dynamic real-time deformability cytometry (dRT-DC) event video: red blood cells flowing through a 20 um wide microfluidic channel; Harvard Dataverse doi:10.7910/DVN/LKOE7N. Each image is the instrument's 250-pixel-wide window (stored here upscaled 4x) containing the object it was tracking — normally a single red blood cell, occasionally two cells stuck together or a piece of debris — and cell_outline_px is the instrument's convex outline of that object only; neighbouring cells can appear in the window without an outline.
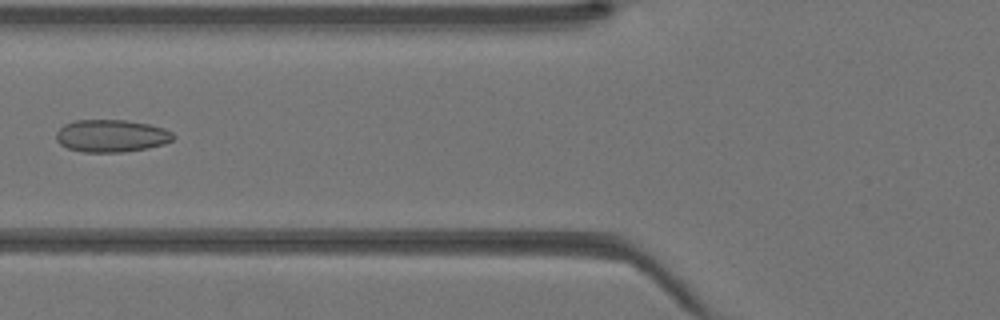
{"species": "Egyptian fruit bat (a non-hibernating species)", "species_latin": "Rousettus aegyptiacus", "temperature_condition": "warm", "stored_images_in_passage": 40, "camera_frame_rate_fps": 3000, "um_per_image_px": 0.085, "animal": {"sex": "female"}, "frame": {"image": 1, "passage_image": 14, "time_ms": 4.333, "image_size_px": [1000, 320], "cell_outline_px": [[176, 136], [172, 140], [164, 144], [148, 148], [124, 152], [84, 152], [68, 148], [60, 144], [56, 140], [56, 132], [64, 124], [76, 120], [124, 120], [148, 124], [164, 128], [172, 132]], "centroid_in_image_um": [9.47, 11.55], "position_along_channel_um": 116.3, "area_um2": 22.2}}
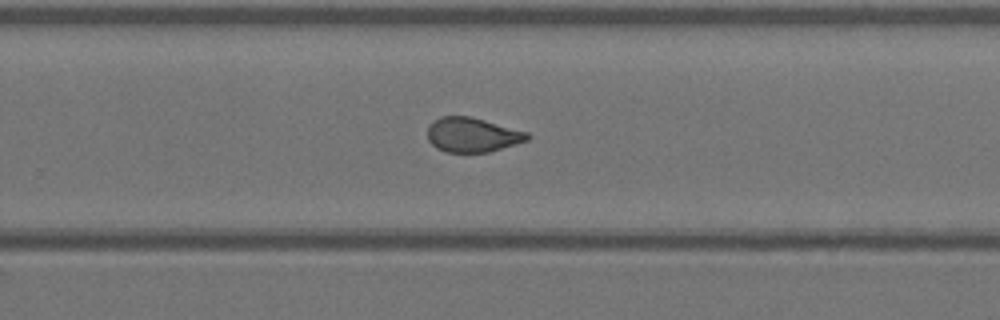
{"frame": {"image": 2, "passage_image": 25, "time_ms": 8.0, "image_size_px": [1000, 320], "cell_outline_px": [[532, 136], [528, 140], [516, 144], [488, 152], [444, 152], [436, 148], [428, 140], [428, 124], [432, 120], [440, 116], [472, 116], [528, 132]], "centroid_in_image_um": [40.14, 11.45], "position_along_channel_um": 289.7, "area_um2": 20.35}}
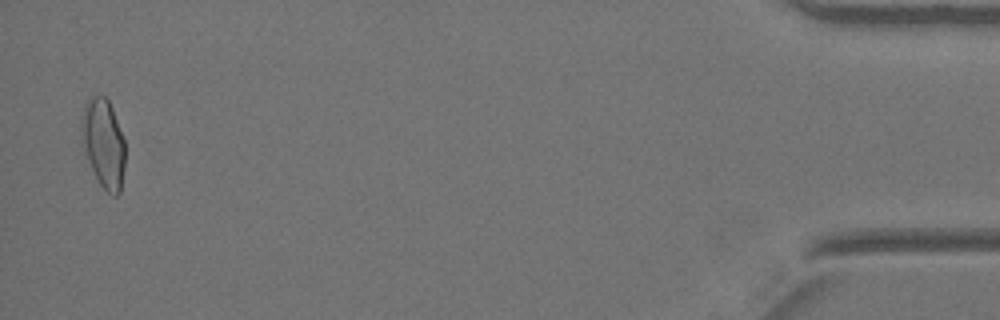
{"frame": {"image": 3, "passage_image": 39, "time_ms": 12.667, "image_size_px": [1000, 320], "cell_outline_px": [[124, 164], [120, 192], [116, 196], [112, 196], [100, 184], [80, 144], [80, 116], [84, 104], [92, 96], [104, 96], [108, 100], [112, 108], [124, 140]], "centroid_in_image_um": [8.75, 12.15], "position_along_channel_um": 426.5, "area_um2": 22.72}}